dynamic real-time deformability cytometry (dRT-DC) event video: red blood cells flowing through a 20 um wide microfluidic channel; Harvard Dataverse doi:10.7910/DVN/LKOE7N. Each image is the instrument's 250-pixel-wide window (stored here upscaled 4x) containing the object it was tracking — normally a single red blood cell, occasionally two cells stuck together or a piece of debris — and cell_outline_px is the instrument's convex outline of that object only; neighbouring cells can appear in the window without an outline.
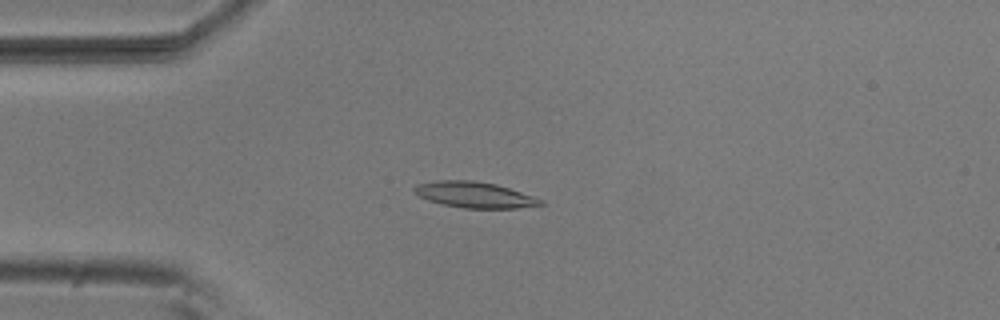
{"species": "common noctule bat (a hibernating species)", "species_latin": "Nyctalus noctula", "temperature_condition": "room temperature", "stored_images_in_passage": 6, "camera_frame_rate_fps": 3000, "um_per_image_px": 0.085, "animal": {"sex": "male", "body_mass_g": 20.5, "forearm_length_mm": 52.5}, "frame": {"image": 1, "passage_image": 4, "time_ms": 1.0, "image_size_px": [1000, 320], "cell_outline_px": [[544, 204], [516, 208], [464, 208], [444, 204], [428, 200], [412, 192], [412, 188], [416, 184], [436, 180], [472, 180], [496, 184], [544, 200]], "centroid_in_image_um": [40.29, 16.55], "position_along_channel_um": 44.7, "area_um2": 18.96}}
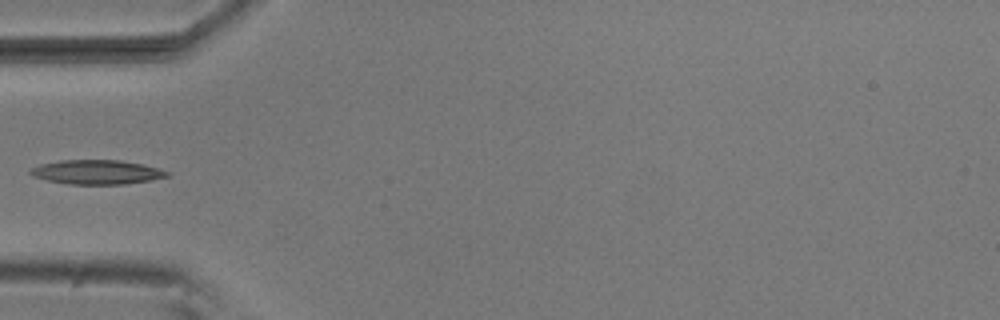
{"frame": {"image": 2, "passage_image": 5, "time_ms": 1.333, "image_size_px": [1000, 320], "cell_outline_px": [[172, 176], [124, 184], [68, 184], [48, 180], [32, 176], [28, 172], [32, 168], [40, 164], [60, 160], [120, 160], [144, 164], [168, 172]], "centroid_in_image_um": [8.21, 14.62], "position_along_channel_um": 76.8, "area_um2": 19.25}}
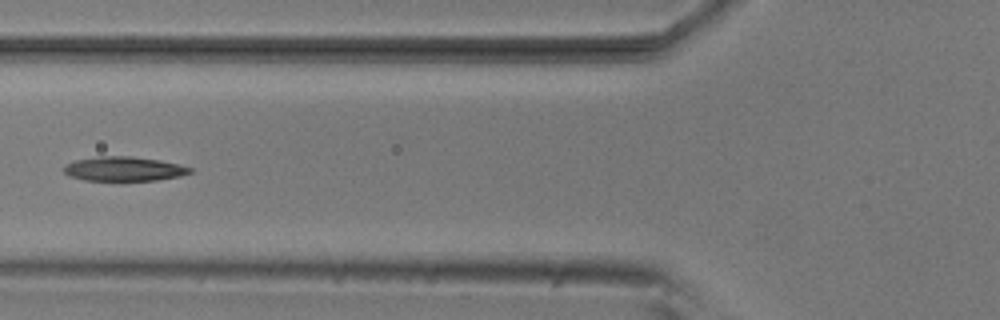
{"frame": {"image": 3, "passage_image": 6, "time_ms": 1.667, "image_size_px": [1000, 320], "cell_outline_px": [[192, 172], [180, 176], [156, 180], [84, 180], [68, 176], [64, 172], [64, 164], [76, 160], [100, 156], [132, 156], [160, 160], [192, 168]], "centroid_in_image_um": [10.5, 14.35], "position_along_channel_um": 115.3, "area_um2": 17.8}}